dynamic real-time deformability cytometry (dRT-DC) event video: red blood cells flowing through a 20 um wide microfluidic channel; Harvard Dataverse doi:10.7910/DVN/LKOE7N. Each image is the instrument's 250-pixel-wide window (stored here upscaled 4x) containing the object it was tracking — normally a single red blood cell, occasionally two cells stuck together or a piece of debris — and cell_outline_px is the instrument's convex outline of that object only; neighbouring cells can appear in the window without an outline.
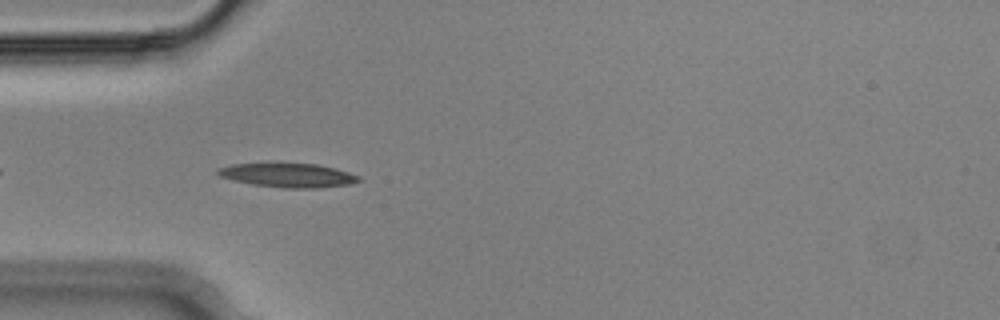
{"species": "Egyptian fruit bat (a non-hibernating species)", "species_latin": "Rousettus aegyptiacus", "temperature_condition": "cold", "stored_images_in_passage": 39, "camera_frame_rate_fps": 3000, "um_per_image_px": 0.085, "animal": {"sex": "male"}, "frame": {"image": 1, "passage_image": 1, "time_ms": 0.0, "image_size_px": [1000, 320], "cell_outline_px": [[364, 180], [352, 184], [320, 188], [284, 188], [252, 184], [232, 180], [220, 176], [216, 172], [216, 168], [232, 164], [316, 164], [336, 168], [360, 176]], "centroid_in_image_um": [24.53, 14.91], "position_along_channel_um": 60.5, "area_um2": 19.77}}
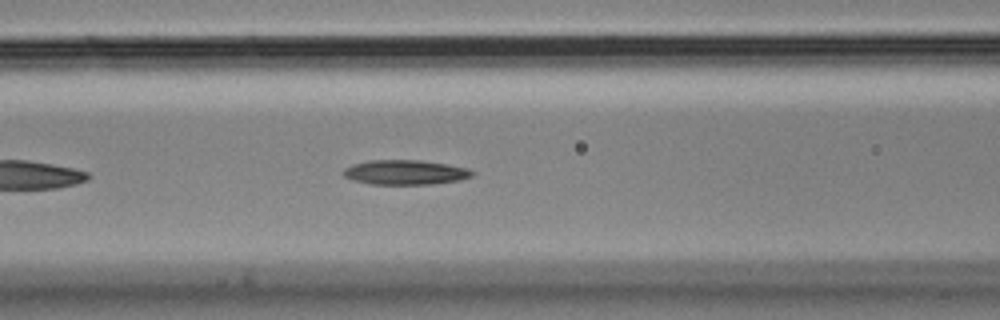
{"frame": {"image": 2, "passage_image": 7, "time_ms": 2.0, "image_size_px": [1000, 320], "cell_outline_px": [[476, 172], [472, 176], [460, 180], [432, 184], [372, 184], [356, 180], [344, 176], [344, 168], [352, 164], [368, 160], [420, 160], [448, 164], [468, 168]], "centroid_in_image_um": [34.49, 14.64], "position_along_channel_um": 132.1, "area_um2": 18.5}}
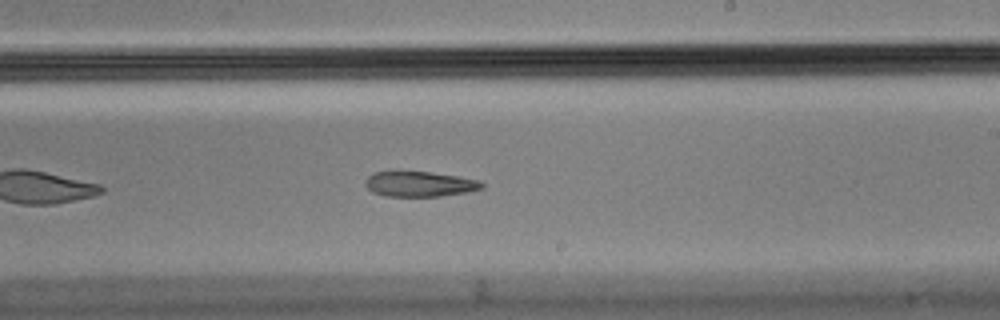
{"frame": {"image": 3, "passage_image": 17, "time_ms": 5.333, "image_size_px": [1000, 320], "cell_outline_px": [[484, 188], [468, 192], [440, 196], [384, 196], [372, 192], [364, 184], [368, 176], [372, 172], [396, 168], [428, 172], [456, 176], [480, 180], [484, 184]], "centroid_in_image_um": [35.6, 15.6], "position_along_channel_um": 253.4, "area_um2": 17.86}}